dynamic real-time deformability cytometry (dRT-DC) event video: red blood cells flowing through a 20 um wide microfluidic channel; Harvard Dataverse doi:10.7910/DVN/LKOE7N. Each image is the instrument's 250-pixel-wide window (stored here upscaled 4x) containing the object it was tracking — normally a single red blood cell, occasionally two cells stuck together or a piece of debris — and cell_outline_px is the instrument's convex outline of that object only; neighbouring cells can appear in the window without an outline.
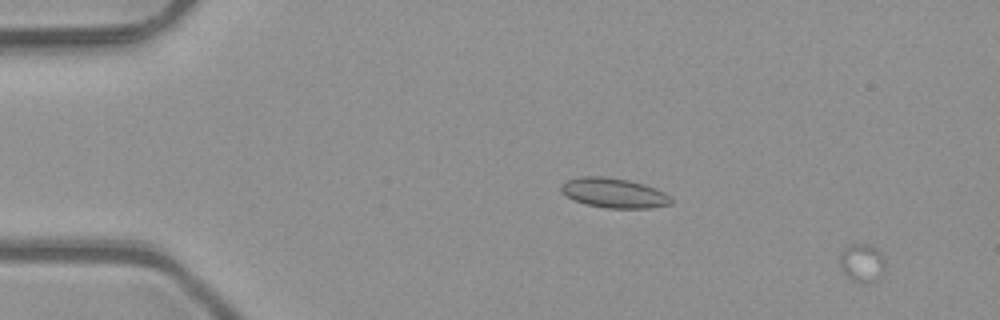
{"species": "common noctule bat (a hibernating species)", "species_latin": "Nyctalus noctula", "temperature_condition": "room temperature", "stored_images_in_passage": 11, "camera_frame_rate_fps": 3000, "um_per_image_px": 0.085, "animal": {"sex": "male", "body_mass_g": 23.1, "forearm_length_mm": 52.7}, "frame": {"image": 1, "passage_image": 4, "time_ms": 1.0, "image_size_px": [1000, 320], "cell_outline_px": [[884, 272], [872, 284], [864, 284], [852, 280], [844, 272], [840, 264], [840, 256], [844, 248], [852, 244], [872, 244], [880, 248], [884, 260]], "centroid_in_image_um": [73.32, 22.34], "position_along_channel_um": 11.7, "area_um2": 10.35}}